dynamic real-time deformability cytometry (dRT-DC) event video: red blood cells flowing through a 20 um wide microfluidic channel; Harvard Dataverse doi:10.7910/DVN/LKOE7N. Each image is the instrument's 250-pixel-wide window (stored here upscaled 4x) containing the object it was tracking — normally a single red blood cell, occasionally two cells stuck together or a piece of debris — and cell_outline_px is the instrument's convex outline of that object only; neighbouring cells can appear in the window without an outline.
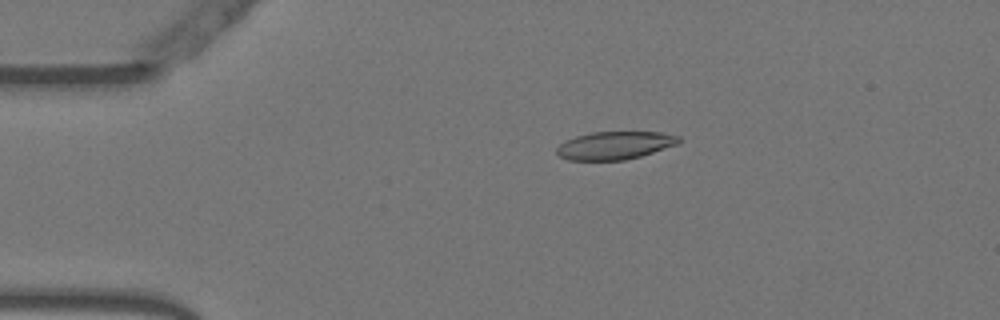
{"species": "Egyptian fruit bat (a non-hibernating species)", "species_latin": "Rousettus aegyptiacus", "temperature_condition": "warm", "stored_images_in_passage": 45, "camera_frame_rate_fps": 3000, "um_per_image_px": 0.085, "animal": {"sex": "female"}, "frame": {"image": 1, "passage_image": 2, "time_ms": 0.333, "image_size_px": [1000, 320], "cell_outline_px": [[680, 140], [676, 144], [640, 156], [624, 160], [568, 160], [560, 156], [556, 152], [556, 148], [564, 140], [576, 136], [592, 132], [660, 132], [680, 136]], "centroid_in_image_um": [52.21, 12.35], "position_along_channel_um": 32.8, "area_um2": 19.71}}
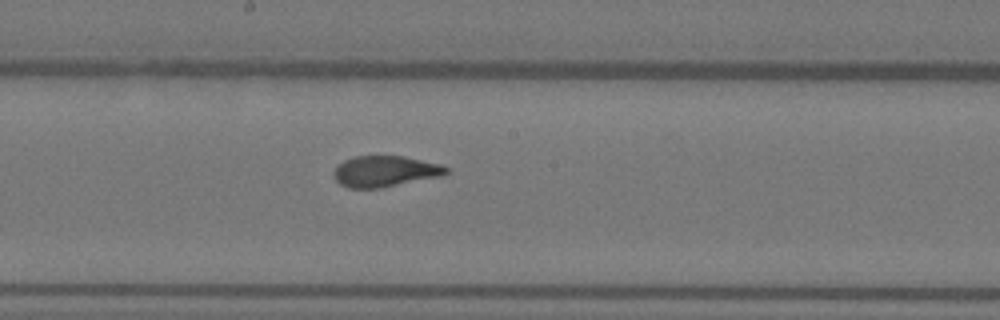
{"frame": {"image": 2, "passage_image": 20, "time_ms": 6.333, "image_size_px": [1000, 320], "cell_outline_px": [[448, 172], [440, 176], [380, 188], [348, 188], [340, 184], [336, 180], [332, 172], [336, 164], [344, 160], [356, 156], [404, 156], [440, 164], [448, 168]], "centroid_in_image_um": [32.67, 14.56], "position_along_channel_um": 215.5, "area_um2": 20.29}}
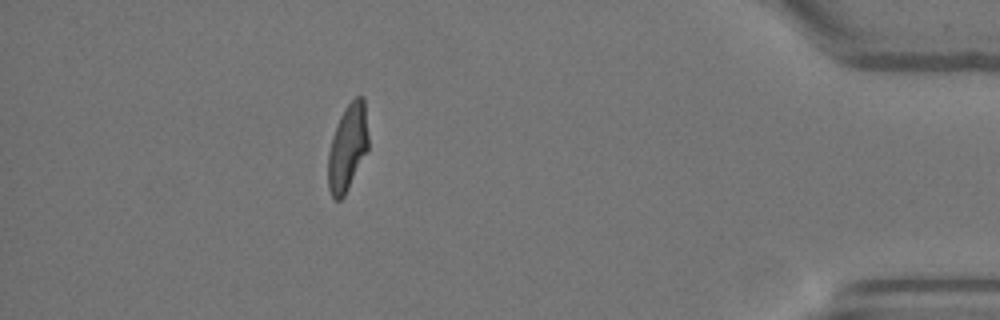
{"frame": {"image": 3, "passage_image": 39, "time_ms": 12.667, "image_size_px": [1000, 320], "cell_outline_px": [[368, 148], [344, 196], [340, 200], [332, 200], [328, 188], [328, 152], [332, 136], [340, 116], [344, 108], [356, 96], [364, 96], [368, 136]], "centroid_in_image_um": [29.52, 12.54], "position_along_channel_um": 405.7, "area_um2": 20.29}, "authors_computed_cell_mechanics": {"area_um2": 20.808, "velocity_mm_per_s": 3.7838, "shape_relaxation_time_tau1_ms": 6.7765, "shape_relaxation_time_tau2_ms": 0.9207, "deformation_change_tau1": 0.2284, "deformation_change_tau2": 0.0728}}